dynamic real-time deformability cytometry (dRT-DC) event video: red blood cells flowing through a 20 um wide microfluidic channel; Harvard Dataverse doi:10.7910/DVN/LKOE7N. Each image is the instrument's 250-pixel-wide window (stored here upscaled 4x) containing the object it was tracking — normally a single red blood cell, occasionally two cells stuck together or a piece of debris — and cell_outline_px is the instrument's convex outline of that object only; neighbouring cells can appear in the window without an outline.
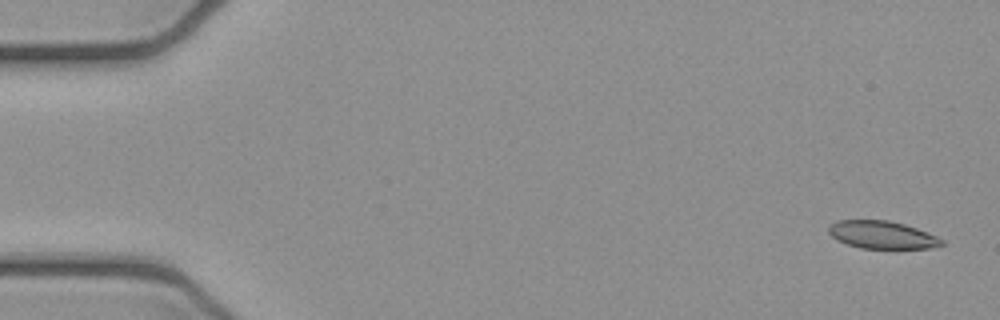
{"species": "common noctule bat (a hibernating species)", "species_latin": "Nyctalus noctula", "temperature_condition": "cold", "stored_images_in_passage": 4, "camera_frame_rate_fps": 3000, "um_per_image_px": 0.085, "animal": {"sex": "female", "body_mass_g": 21.9}, "frame": {"image": 1, "passage_image": 1, "time_ms": 0.0, "image_size_px": [1000, 320], "cell_outline_px": [[944, 244], [928, 248], [860, 248], [836, 240], [828, 232], [828, 228], [836, 220], [888, 220], [904, 224], [916, 228], [936, 236], [944, 240]], "centroid_in_image_um": [74.95, 19.95], "position_along_channel_um": 10.0, "area_um2": 18.09}}
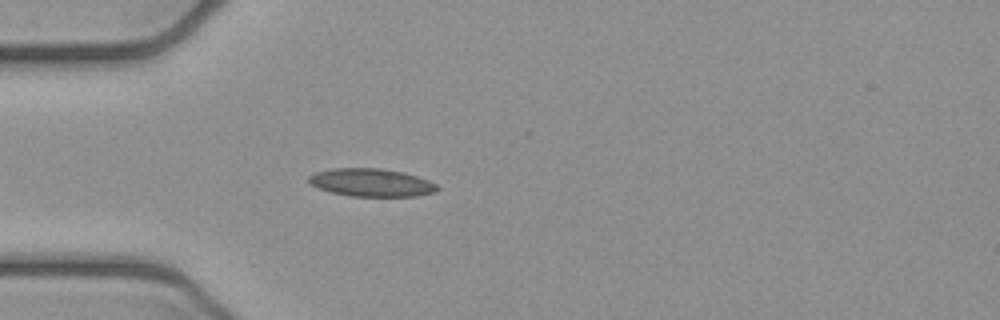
{"frame": {"image": 2, "passage_image": 4, "time_ms": 1.0, "image_size_px": [1000, 320], "cell_outline_px": [[440, 188], [436, 192], [416, 196], [352, 196], [332, 192], [320, 188], [312, 184], [308, 180], [308, 176], [316, 172], [332, 168], [380, 168], [404, 172], [428, 180], [436, 184]], "centroid_in_image_um": [31.6, 15.51], "position_along_channel_um": 53.4, "area_um2": 20.81}}